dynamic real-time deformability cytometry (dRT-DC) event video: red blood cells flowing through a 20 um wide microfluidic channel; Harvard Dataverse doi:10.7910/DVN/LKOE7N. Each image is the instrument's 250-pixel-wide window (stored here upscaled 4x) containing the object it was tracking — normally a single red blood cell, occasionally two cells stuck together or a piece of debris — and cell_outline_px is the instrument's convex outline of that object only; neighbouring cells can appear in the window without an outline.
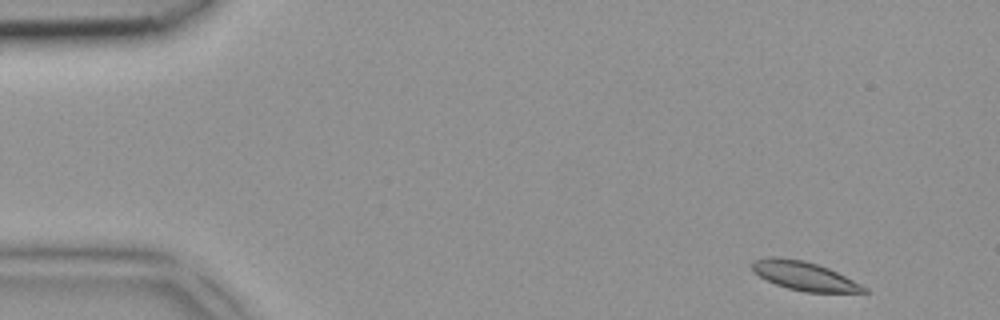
{"species": "common noctule bat (a hibernating species)", "species_latin": "Nyctalus noctula", "temperature_condition": "room temperature", "stored_images_in_passage": 3, "segment_of_instrument_passage": [2, 2], "camera_frame_rate_fps": 3000, "um_per_image_px": 0.085, "animal": {"sex": "female", "body_mass_g": 18.4}, "frame": {"image": 1, "passage_image": 3, "time_ms": 0.667, "image_size_px": [1000, 320], "cell_outline_px": [[868, 292], [804, 292], [788, 288], [776, 284], [752, 272], [752, 260], [768, 256], [776, 256], [804, 260], [828, 268], [868, 288]], "centroid_in_image_um": [68.31, 23.44], "position_along_channel_um": 16.7, "area_um2": 18.61}}